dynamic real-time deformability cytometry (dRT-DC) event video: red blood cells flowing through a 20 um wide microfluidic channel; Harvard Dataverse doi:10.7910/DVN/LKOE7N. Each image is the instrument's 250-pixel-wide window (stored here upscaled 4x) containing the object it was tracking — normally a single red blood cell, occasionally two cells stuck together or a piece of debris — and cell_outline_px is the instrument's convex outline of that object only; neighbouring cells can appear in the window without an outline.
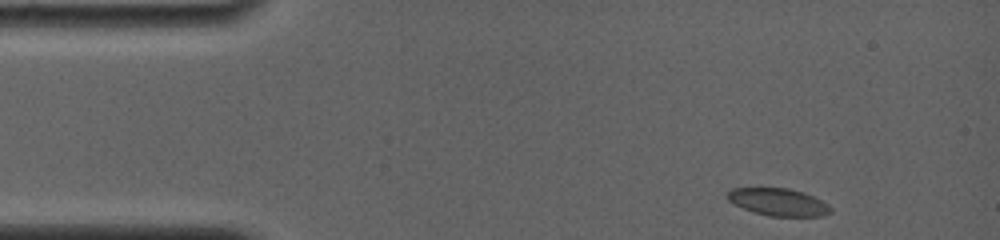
{"species": "common noctule bat (a hibernating species)", "species_latin": "Nyctalus noctula", "temperature_condition": "room temperature", "stored_images_in_passage": 55, "camera_frame_rate_fps": 4000, "um_per_image_px": 0.085, "animal": {"sex": "female", "body_mass_g": 19.0, "forearm_length_mm": 56.7}, "frame": {"image": 1, "passage_image": 1, "time_ms": 0.0, "image_size_px": [1000, 240], "cell_outline_px": [[832, 212], [824, 216], [768, 216], [744, 208], [728, 200], [728, 192], [732, 188], [788, 188], [804, 192], [828, 204], [832, 208]], "centroid_in_image_um": [66.21, 17.17], "position_along_channel_um": 18.8, "area_um2": 16.3}}
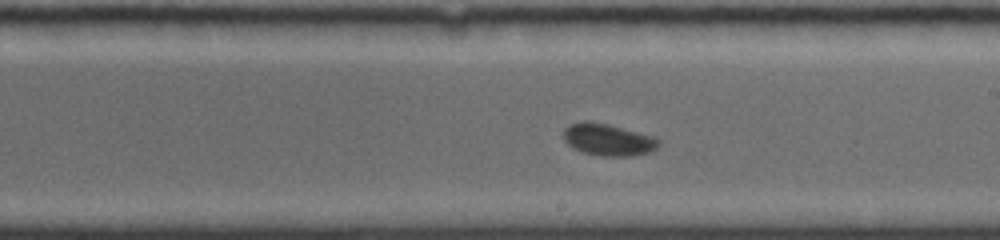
{"frame": {"image": 2, "passage_image": 31, "time_ms": 7.75, "image_size_px": [1000, 240], "cell_outline_px": [[660, 144], [656, 148], [648, 152], [628, 156], [600, 156], [580, 152], [572, 148], [564, 140], [564, 128], [568, 124], [584, 120], [588, 120], [608, 124], [652, 136], [660, 140]], "centroid_in_image_um": [51.63, 11.86], "position_along_channel_um": 237.4, "area_um2": 17.8}}
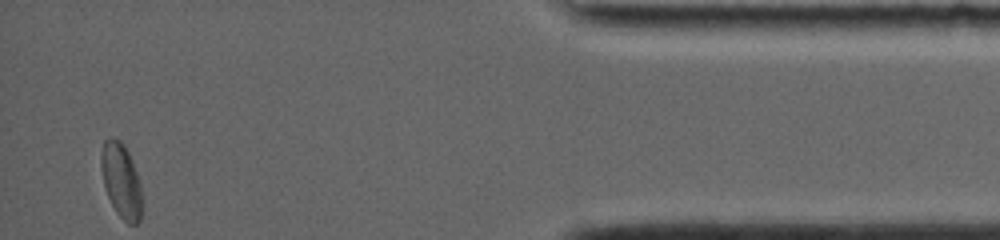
{"frame": {"image": 3, "passage_image": 55, "time_ms": 14.0, "image_size_px": [1000, 240], "cell_outline_px": [[140, 220], [136, 224], [128, 224], [116, 212], [108, 196], [104, 184], [100, 168], [100, 156], [104, 140], [108, 136], [112, 136], [120, 140], [128, 152], [136, 172], [140, 184]], "centroid_in_image_um": [10.26, 15.3], "position_along_channel_um": 424.9, "area_um2": 17.51}, "authors_computed_cell_mechanics": {"area_um2": 17.2822, "velocity_mm_per_s": 3.804, "shape_relaxation_time_tau1_ms": 3.2513, "shape_relaxation_time_tau2_ms": 2.6689, "deformation_change_tau1": 0.1065, "deformation_change_tau2": 0.0518}}